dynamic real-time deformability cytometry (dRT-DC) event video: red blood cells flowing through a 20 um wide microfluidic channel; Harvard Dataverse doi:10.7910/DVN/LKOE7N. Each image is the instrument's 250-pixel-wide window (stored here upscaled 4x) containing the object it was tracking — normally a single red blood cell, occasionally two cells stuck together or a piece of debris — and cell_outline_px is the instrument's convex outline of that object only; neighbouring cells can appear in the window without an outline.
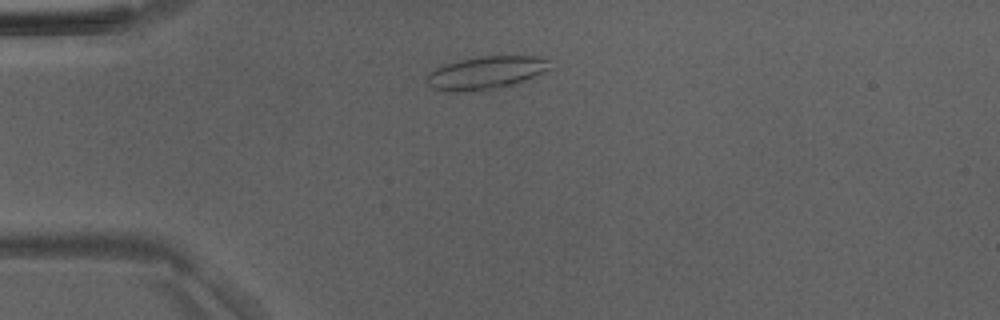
{"species": "Egyptian fruit bat (a non-hibernating species)", "species_latin": "Rousettus aegyptiacus", "temperature_condition": "room temperature", "stored_images_in_passage": 37, "camera_frame_rate_fps": 3000, "um_per_image_px": 0.085, "animal": {"sex": "male"}, "frame": {"image": 1, "passage_image": 1, "time_ms": 0.0, "image_size_px": [1000, 320], "cell_outline_px": [[548, 68], [524, 80], [500, 88], [456, 92], [432, 88], [424, 80], [424, 76], [428, 72], [444, 64], [460, 60], [480, 56], [540, 56], [548, 60]], "centroid_in_image_um": [41.2, 6.18], "position_along_channel_um": 43.8, "area_um2": 23.29}}
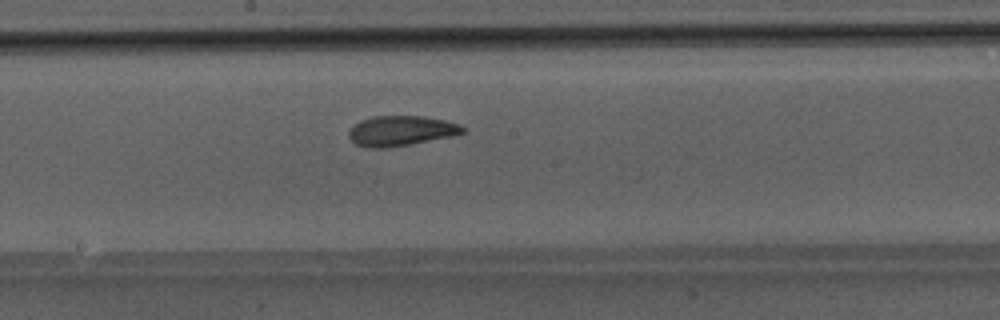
{"frame": {"image": 2, "passage_image": 15, "time_ms": 4.667, "image_size_px": [1000, 320], "cell_outline_px": [[464, 132], [452, 136], [388, 148], [372, 148], [356, 144], [348, 136], [348, 132], [360, 120], [372, 116], [424, 116], [444, 120], [460, 124], [464, 128]], "centroid_in_image_um": [34.08, 11.11], "position_along_channel_um": 214.1, "area_um2": 19.83}}
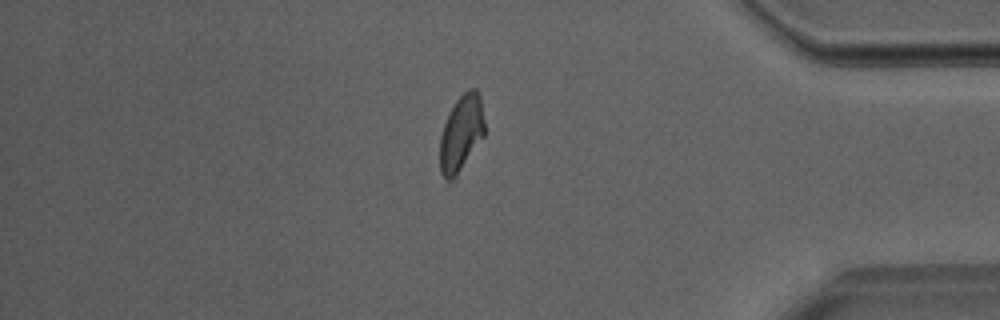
{"frame": {"image": 3, "passage_image": 30, "time_ms": 9.667, "image_size_px": [1000, 320], "cell_outline_px": [[484, 136], [456, 180], [444, 188], [440, 172], [440, 136], [444, 124], [456, 100], [468, 88], [476, 88], [480, 96], [484, 120]], "centroid_in_image_um": [39.18, 11.49], "position_along_channel_um": 396.0, "area_um2": 20.63}}